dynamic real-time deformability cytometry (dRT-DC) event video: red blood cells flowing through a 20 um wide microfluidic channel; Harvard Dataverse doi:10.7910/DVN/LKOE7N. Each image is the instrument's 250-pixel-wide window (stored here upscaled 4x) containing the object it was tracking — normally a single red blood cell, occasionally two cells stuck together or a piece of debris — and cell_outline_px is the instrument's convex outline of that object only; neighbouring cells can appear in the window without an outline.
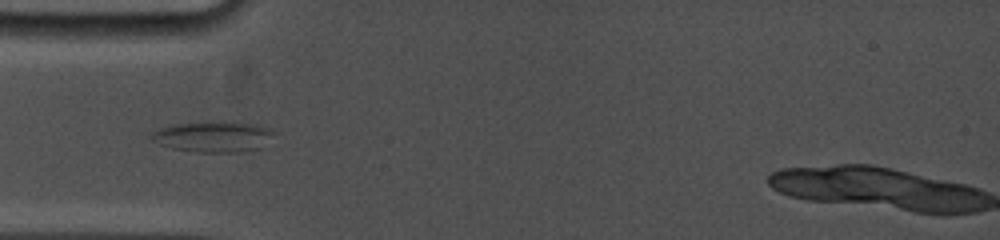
{"species": "common noctule bat (a hibernating species)", "species_latin": "Nyctalus noctula", "temperature_condition": "cold", "stored_images_in_passage": 6, "camera_frame_rate_fps": 5000, "um_per_image_px": 0.085, "animal": {"sex": "female", "body_mass_g": 19.0, "forearm_length_mm": 53.3}, "frame": {"image": 1, "passage_image": 4, "time_ms": 1.4, "image_size_px": [1000, 240], "cell_outline_px": [[280, 132], [260, 148], [240, 152], [196, 152], [172, 148], [160, 144], [152, 140], [148, 136], [152, 132], [160, 128], [176, 124], [208, 120], [248, 124], [268, 128]], "centroid_in_image_um": [18.14, 11.61], "position_along_channel_um": 66.9, "area_um2": 22.2}}